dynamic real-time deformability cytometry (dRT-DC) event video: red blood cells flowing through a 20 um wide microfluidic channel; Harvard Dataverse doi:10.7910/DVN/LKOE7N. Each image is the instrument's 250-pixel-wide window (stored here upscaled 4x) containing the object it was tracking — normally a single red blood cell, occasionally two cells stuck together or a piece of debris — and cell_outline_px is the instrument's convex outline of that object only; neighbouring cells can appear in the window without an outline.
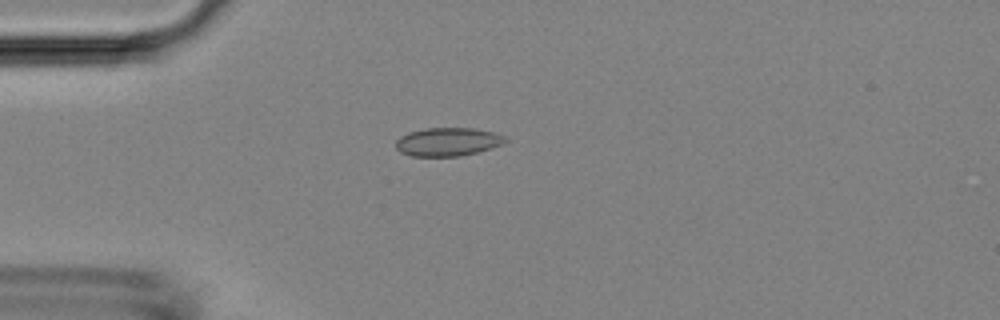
{"species": "Egyptian fruit bat (a non-hibernating species)", "species_latin": "Rousettus aegyptiacus", "temperature_condition": "room temperature", "stored_images_in_passage": 4, "camera_frame_rate_fps": 3000, "um_per_image_px": 0.085, "animal": {"sex": "female"}, "frame": {"image": 1, "passage_image": 3, "time_ms": 2.333, "image_size_px": [1000, 320], "cell_outline_px": [[508, 140], [504, 144], [492, 148], [460, 156], [412, 156], [400, 152], [396, 148], [396, 140], [400, 136], [408, 132], [424, 128], [472, 128], [496, 132], [508, 136]], "centroid_in_image_um": [38.1, 12.04], "position_along_channel_um": 46.9, "area_um2": 18.38}}